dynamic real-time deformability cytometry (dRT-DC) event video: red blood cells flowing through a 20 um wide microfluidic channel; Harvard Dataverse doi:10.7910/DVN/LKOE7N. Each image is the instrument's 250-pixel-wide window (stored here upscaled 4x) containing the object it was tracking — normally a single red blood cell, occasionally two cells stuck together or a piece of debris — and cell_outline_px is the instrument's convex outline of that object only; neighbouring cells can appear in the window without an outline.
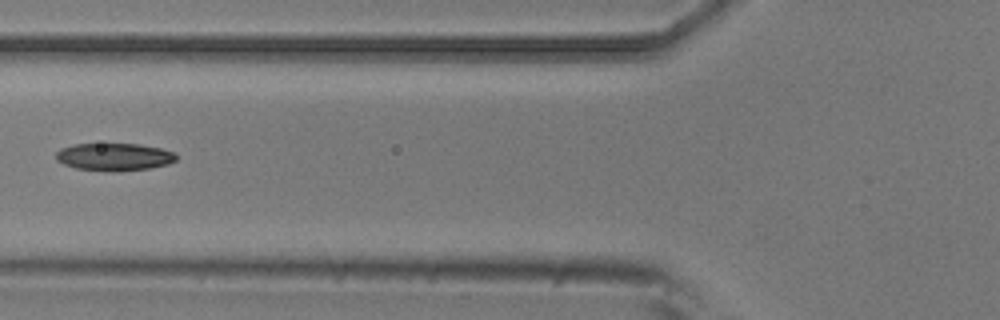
{"species": "common noctule bat (a hibernating species)", "species_latin": "Nyctalus noctula", "temperature_condition": "room temperature", "stored_images_in_passage": 6, "camera_frame_rate_fps": 3000, "um_per_image_px": 0.085, "animal": {"sex": "male", "body_mass_g": 20.5, "forearm_length_mm": 52.5}, "frame": {"image": 1, "passage_image": 6, "time_ms": 1.667, "image_size_px": [1000, 320], "cell_outline_px": [[176, 160], [168, 164], [148, 168], [120, 172], [112, 172], [76, 168], [64, 164], [56, 160], [56, 152], [60, 148], [72, 144], [140, 144], [160, 148], [172, 152], [176, 156]], "centroid_in_image_um": [9.67, 13.34], "position_along_channel_um": 116.1, "area_um2": 19.36}}